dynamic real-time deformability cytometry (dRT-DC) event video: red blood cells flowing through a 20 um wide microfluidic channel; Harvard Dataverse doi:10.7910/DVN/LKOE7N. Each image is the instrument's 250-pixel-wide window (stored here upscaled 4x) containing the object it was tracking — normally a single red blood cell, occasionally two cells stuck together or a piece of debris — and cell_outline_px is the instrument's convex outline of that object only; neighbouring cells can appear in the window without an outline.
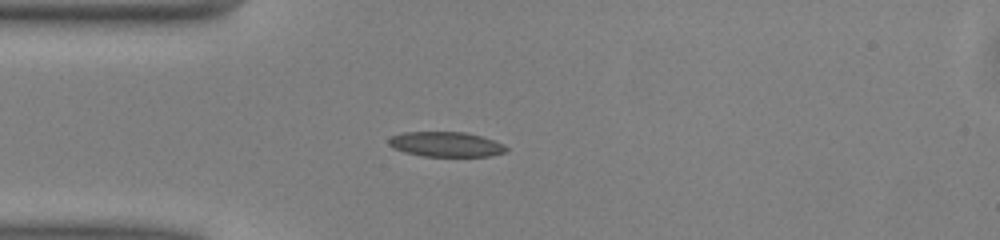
{"species": "common noctule bat (a hibernating species)", "species_latin": "Nyctalus noctula", "temperature_condition": "warm", "stored_images_in_passage": 38, "camera_frame_rate_fps": 3000, "um_per_image_px": 0.085, "animal": {"sex": "male", "body_mass_g": 13.0, "forearm_length_mm": 53.1}, "frame": {"image": 1, "passage_image": 1, "time_ms": 0.0, "image_size_px": [1000, 240], "cell_outline_px": [[508, 152], [488, 156], [424, 156], [404, 152], [392, 148], [388, 144], [388, 140], [392, 136], [404, 132], [468, 132], [504, 144], [508, 148]], "centroid_in_image_um": [37.91, 12.27], "position_along_channel_um": 47.1, "area_um2": 17.11}}
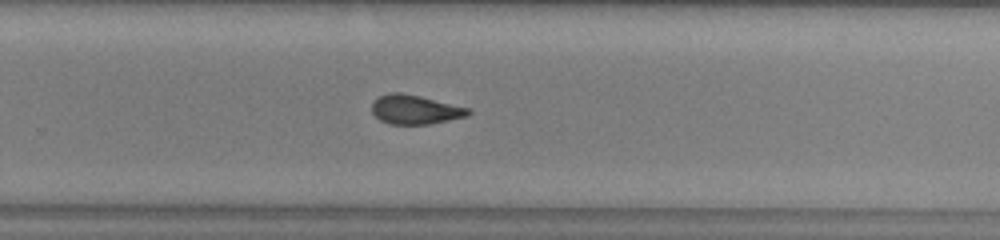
{"frame": {"image": 2, "passage_image": 20, "time_ms": 6.333, "image_size_px": [1000, 240], "cell_outline_px": [[472, 112], [468, 116], [428, 124], [388, 124], [380, 120], [372, 112], [372, 104], [380, 96], [388, 92], [400, 92], [420, 96], [472, 108]], "centroid_in_image_um": [35.32, 9.31], "position_along_channel_um": 294.5, "area_um2": 16.47}}
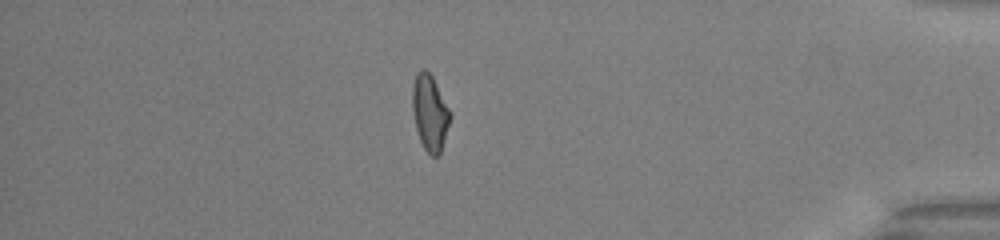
{"frame": {"image": 3, "passage_image": 31, "time_ms": 10.0, "image_size_px": [1000, 240], "cell_outline_px": [[452, 116], [440, 152], [436, 156], [432, 156], [424, 148], [420, 140], [416, 128], [412, 112], [412, 88], [416, 72], [420, 68], [424, 68], [432, 76], [452, 112]], "centroid_in_image_um": [36.54, 9.53], "position_along_channel_um": 398.7, "area_um2": 16.82}, "authors_computed_cell_mechanics": {"area_um2": 16.762, "velocity_mm_per_s": 4.0819, "shape_relaxation_time_tau1_ms": 7.8585, "shape_relaxation_time_tau2_ms": 2.4595, "deformation_change_tau1": 0.1845, "deformation_change_tau2": 0.1025}}